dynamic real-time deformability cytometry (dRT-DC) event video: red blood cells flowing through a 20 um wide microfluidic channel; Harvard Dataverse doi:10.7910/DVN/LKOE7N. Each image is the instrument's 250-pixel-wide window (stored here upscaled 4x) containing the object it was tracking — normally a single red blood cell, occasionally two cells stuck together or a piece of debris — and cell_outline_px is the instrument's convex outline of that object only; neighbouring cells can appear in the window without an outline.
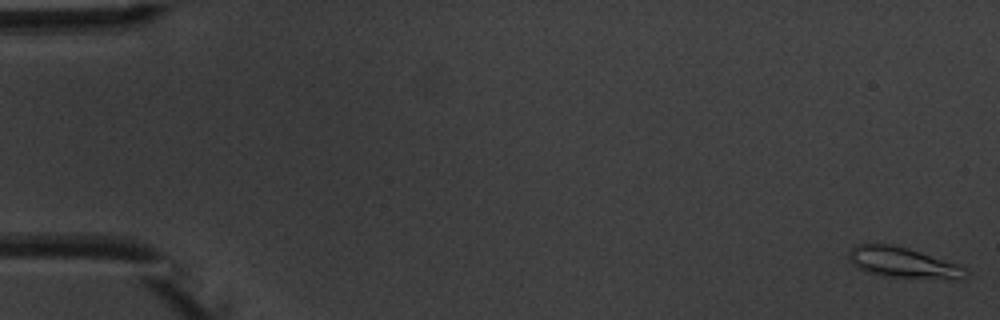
{"species": "common noctule bat (a hibernating species)", "species_latin": "Nyctalus noctula", "temperature_condition": "warm", "stored_images_in_passage": 5, "camera_frame_rate_fps": 3000, "um_per_image_px": 0.085, "animal": {"sex": "male", "body_mass_g": 20.1, "forearm_length_mm": 53.5}, "frame": {"image": 1, "passage_image": 1, "time_ms": 0.0, "image_size_px": [1000, 320], "cell_outline_px": [[968, 276], [964, 280], [952, 280], [880, 276], [864, 272], [848, 260], [848, 248], [856, 244], [892, 244], [908, 248], [956, 264], [964, 268], [968, 272]], "centroid_in_image_um": [76.73, 22.35], "position_along_channel_um": 8.3, "area_um2": 21.27}}
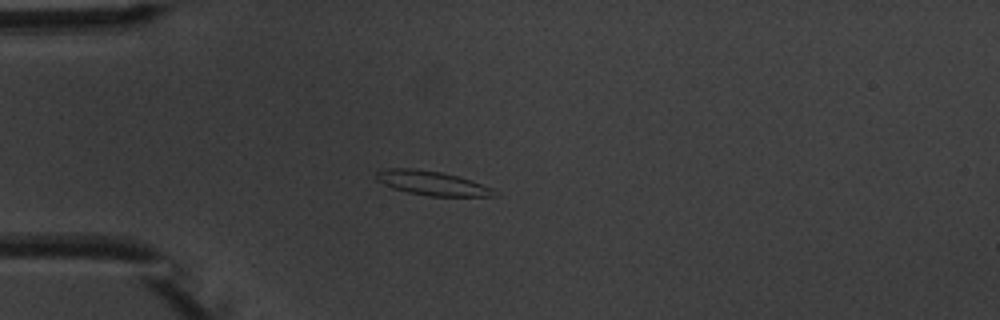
{"frame": {"image": 2, "passage_image": 5, "time_ms": 4.667, "image_size_px": [1000, 320], "cell_outline_px": [[496, 196], [428, 196], [408, 192], [392, 188], [376, 180], [376, 172], [384, 168], [412, 168], [440, 172], [456, 176], [492, 188]], "centroid_in_image_um": [36.63, 15.56], "position_along_channel_um": 48.4, "area_um2": 16.36}}